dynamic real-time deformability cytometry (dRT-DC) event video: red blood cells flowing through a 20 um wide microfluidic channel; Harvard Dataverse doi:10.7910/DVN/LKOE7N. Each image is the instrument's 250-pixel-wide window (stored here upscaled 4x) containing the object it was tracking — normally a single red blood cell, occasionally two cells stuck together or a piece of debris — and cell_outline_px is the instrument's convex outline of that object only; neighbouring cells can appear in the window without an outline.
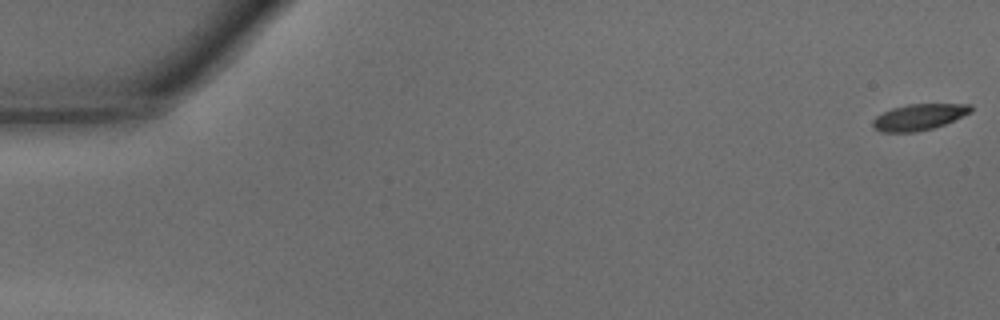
{"species": "common noctule bat (a hibernating species)", "species_latin": "Nyctalus noctula", "temperature_condition": "warm", "stored_images_in_passage": 48, "camera_frame_rate_fps": 3000, "um_per_image_px": 0.085, "animal": {"sex": "male", "body_mass_g": 15.6}, "frame": {"image": 1, "passage_image": 1, "time_ms": 0.0, "image_size_px": [1000, 320], "cell_outline_px": [[972, 112], [944, 124], [932, 128], [916, 132], [880, 132], [872, 128], [872, 120], [876, 116], [892, 108], [908, 104], [972, 104]], "centroid_in_image_um": [78.08, 9.95], "position_along_channel_um": 6.9, "area_um2": 14.97}}
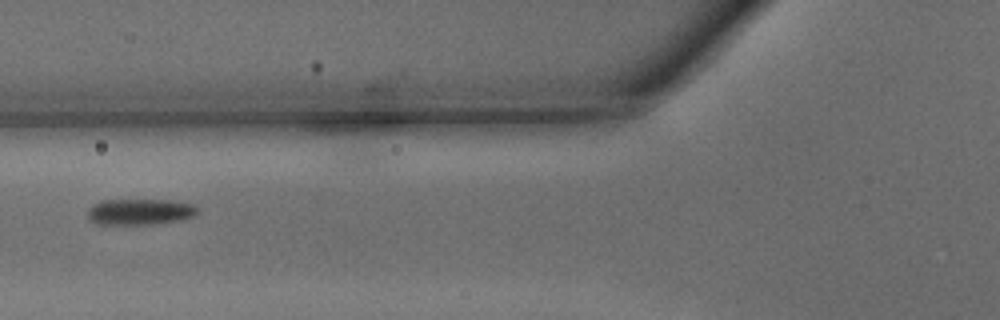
{"frame": {"image": 2, "passage_image": 19, "time_ms": 6.0, "image_size_px": [1000, 320], "cell_outline_px": [[200, 212], [196, 216], [184, 220], [156, 224], [96, 224], [88, 216], [88, 208], [92, 204], [100, 200], [168, 200], [192, 204], [200, 208]], "centroid_in_image_um": [11.96, 18.0], "position_along_channel_um": 113.8, "area_um2": 16.99}}
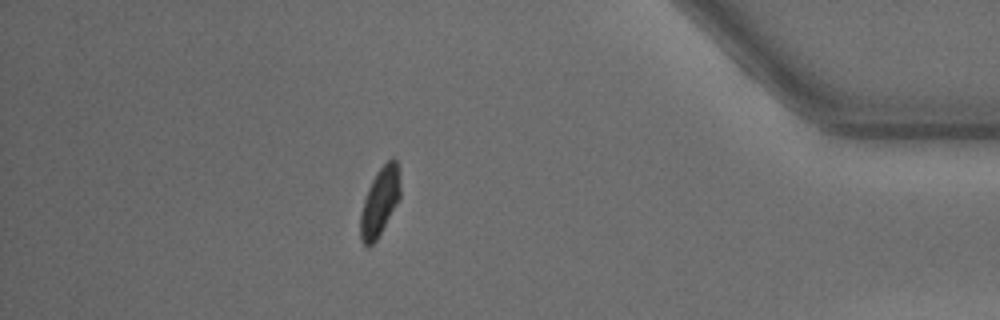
{"frame": {"image": 3, "passage_image": 42, "time_ms": 13.667, "image_size_px": [1000, 320], "cell_outline_px": [[400, 196], [376, 240], [368, 248], [360, 240], [360, 216], [364, 200], [368, 188], [376, 172], [392, 156], [396, 160], [400, 184]], "centroid_in_image_um": [32.26, 17.15], "position_along_channel_um": 402.9, "area_um2": 15.49}, "authors_computed_cell_mechanics": {"area_um2": 16.473, "velocity_mm_per_s": 4.3057, "shape_relaxation_time_tau1_ms": 1.9796, "shape_relaxation_time_tau2_ms": 4.5585, "deformation_change_tau1": 0.1115, "deformation_change_tau2": 0.0774}}